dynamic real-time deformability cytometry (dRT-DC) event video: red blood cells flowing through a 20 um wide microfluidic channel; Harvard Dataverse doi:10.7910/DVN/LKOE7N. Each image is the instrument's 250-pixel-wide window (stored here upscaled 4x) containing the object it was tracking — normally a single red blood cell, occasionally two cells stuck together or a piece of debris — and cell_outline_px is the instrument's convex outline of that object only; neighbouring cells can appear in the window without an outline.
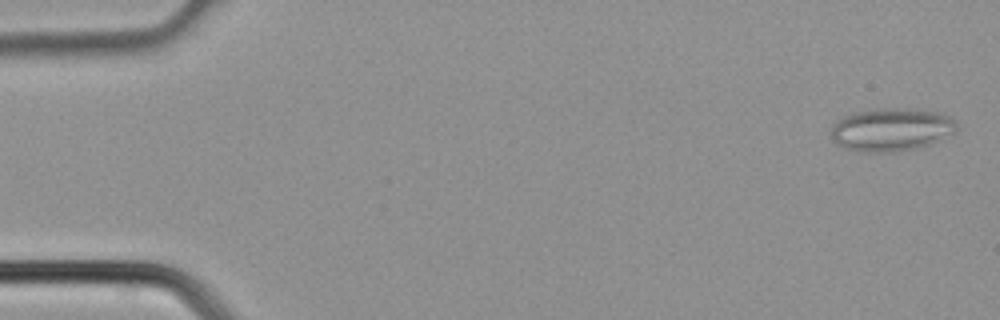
{"species": "common noctule bat (a hibernating species)", "species_latin": "Nyctalus noctula", "temperature_condition": "cold", "stored_images_in_passage": 4, "camera_frame_rate_fps": 3000, "um_per_image_px": 0.085, "animal": {"sex": "male", "body_mass_g": 21.5, "forearm_length_mm": 52.0}, "frame": {"image": 1, "passage_image": 1, "time_ms": 0.0, "image_size_px": [1000, 320], "cell_outline_px": [[956, 124], [952, 132], [928, 144], [896, 152], [860, 152], [848, 148], [840, 144], [832, 136], [832, 124], [836, 120], [844, 116], [856, 112], [876, 108], [888, 108], [936, 112], [948, 116], [956, 120]], "centroid_in_image_um": [75.7, 11.01], "position_along_channel_um": 9.3, "area_um2": 30.58}}